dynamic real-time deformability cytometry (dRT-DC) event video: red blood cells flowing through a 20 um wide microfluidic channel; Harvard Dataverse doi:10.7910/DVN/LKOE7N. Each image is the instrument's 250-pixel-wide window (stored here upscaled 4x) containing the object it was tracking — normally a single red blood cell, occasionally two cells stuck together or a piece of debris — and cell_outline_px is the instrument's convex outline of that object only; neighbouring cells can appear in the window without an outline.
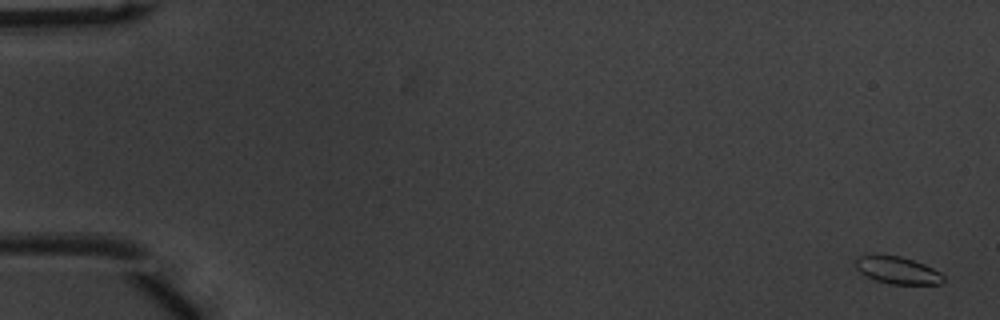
{"species": "common noctule bat (a hibernating species)", "species_latin": "Nyctalus noctula", "temperature_condition": "warm", "stored_images_in_passage": 54, "camera_frame_rate_fps": 3000, "um_per_image_px": 0.085, "animal": {"sex": "male", "body_mass_g": 20.1, "forearm_length_mm": 53.5}, "frame": {"image": 1, "passage_image": 1, "time_ms": 0.0, "image_size_px": [1000, 320], "cell_outline_px": [[944, 280], [940, 284], [892, 284], [876, 280], [864, 276], [856, 268], [856, 260], [860, 256], [900, 256], [924, 264], [940, 272], [944, 276]], "centroid_in_image_um": [76.31, 23.0], "position_along_channel_um": 8.7, "area_um2": 13.64}}
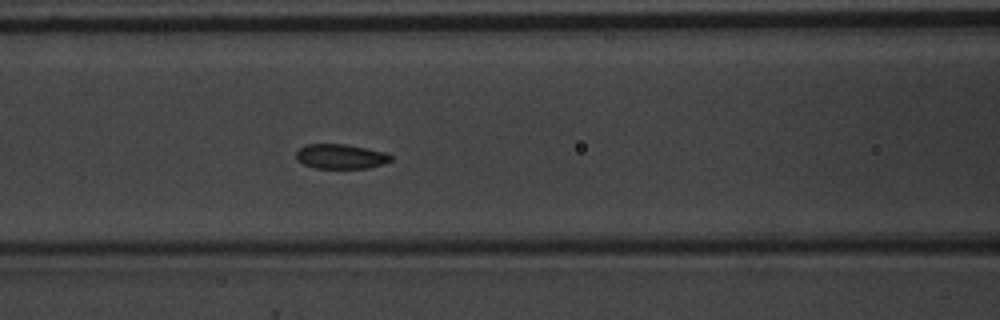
{"frame": {"image": 2, "passage_image": 23, "time_ms": 7.333, "image_size_px": [1000, 320], "cell_outline_px": [[392, 160], [384, 164], [368, 168], [316, 168], [304, 164], [296, 160], [296, 152], [300, 148], [308, 144], [344, 144], [388, 152], [392, 156]], "centroid_in_image_um": [28.99, 13.3], "position_along_channel_um": 137.6, "area_um2": 13.7}}
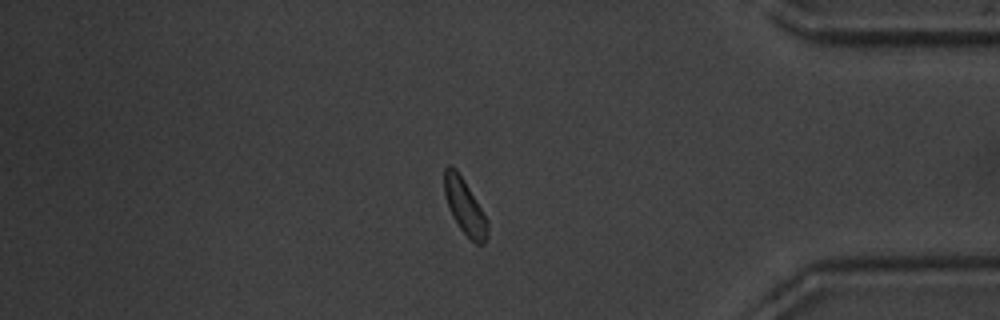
{"frame": {"image": 3, "passage_image": 45, "time_ms": 14.667, "image_size_px": [1000, 320], "cell_outline_px": [[488, 236], [484, 244], [476, 244], [460, 228], [452, 216], [444, 192], [444, 168], [448, 164], [456, 168], [464, 180], [488, 220]], "centroid_in_image_um": [39.51, 17.55], "position_along_channel_um": 395.7, "area_um2": 13.81}}